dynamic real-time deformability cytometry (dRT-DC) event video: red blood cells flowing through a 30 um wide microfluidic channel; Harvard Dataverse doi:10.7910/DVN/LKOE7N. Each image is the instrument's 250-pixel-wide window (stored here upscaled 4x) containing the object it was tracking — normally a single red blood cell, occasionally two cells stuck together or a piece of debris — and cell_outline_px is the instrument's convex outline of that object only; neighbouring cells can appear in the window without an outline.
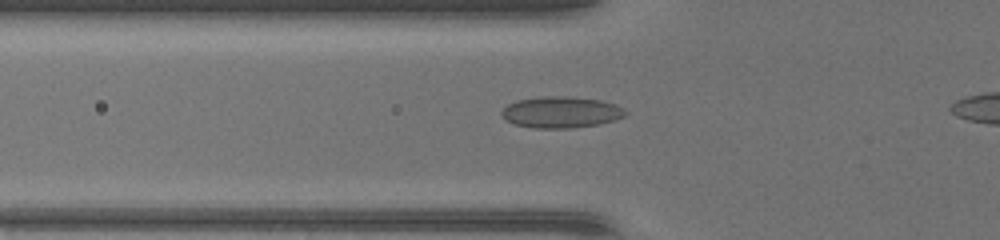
{"species": "common noctule bat (a hibernating species)", "species_latin": "Nyctalus noctula", "temperature_condition": "warm", "stored_images_in_passage": 38, "camera_frame_rate_fps": 3000, "um_per_image_px": 0.085, "animal": {"sex": "female", "body_mass_g": 17.0, "forearm_length_mm": 48.0}, "frame": {"image": 1, "passage_image": 12, "time_ms": 3.667, "image_size_px": [1000, 240], "cell_outline_px": [[628, 112], [624, 116], [600, 124], [572, 128], [532, 128], [516, 124], [508, 120], [500, 112], [508, 104], [516, 100], [544, 96], [568, 96], [600, 100], [616, 104], [624, 108]], "centroid_in_image_um": [47.71, 9.53], "position_along_channel_um": 78.1, "area_um2": 22.54}}
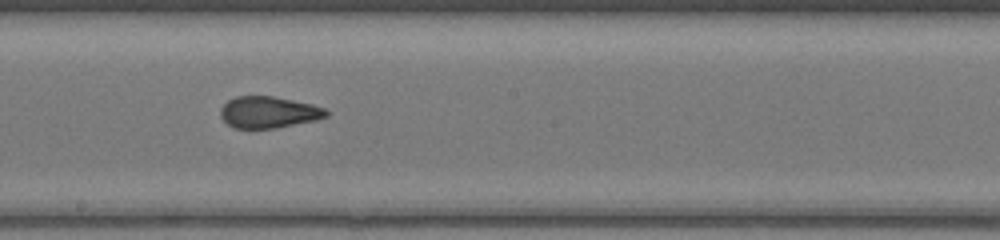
{"frame": {"image": 2, "passage_image": 22, "time_ms": 7.0, "image_size_px": [1000, 240], "cell_outline_px": [[328, 116], [316, 120], [276, 128], [236, 128], [228, 124], [220, 116], [220, 108], [228, 100], [236, 96], [272, 96], [312, 104], [324, 108], [328, 112]], "centroid_in_image_um": [22.82, 9.54], "position_along_channel_um": 225.4, "area_um2": 19.36}}
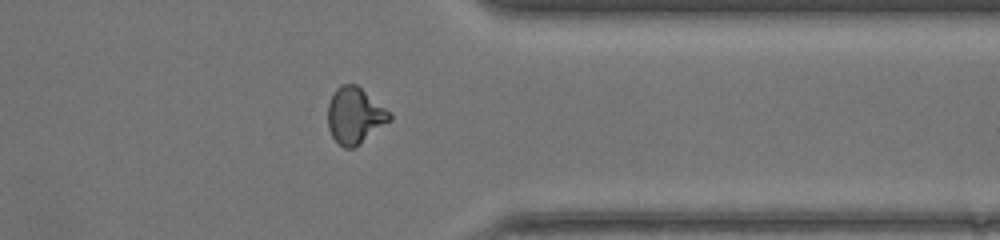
{"frame": {"image": 3, "passage_image": 33, "time_ms": 10.667, "image_size_px": [1000, 240], "cell_outline_px": [[392, 120], [352, 148], [344, 148], [332, 136], [328, 128], [328, 104], [336, 88], [340, 84], [356, 84], [392, 112]], "centroid_in_image_um": [30.18, 9.79], "position_along_channel_um": 381.2, "area_um2": 20.17}, "authors_computed_cell_mechanics": {"area_um2": 20.2878, "velocity_mm_per_s": 4.3926, "shape_relaxation_time_tau1_ms": null, "shape_relaxation_time_tau2_ms": 0.8177, "deformation_change_tau1": null, "deformation_change_tau2": 0.0741}}